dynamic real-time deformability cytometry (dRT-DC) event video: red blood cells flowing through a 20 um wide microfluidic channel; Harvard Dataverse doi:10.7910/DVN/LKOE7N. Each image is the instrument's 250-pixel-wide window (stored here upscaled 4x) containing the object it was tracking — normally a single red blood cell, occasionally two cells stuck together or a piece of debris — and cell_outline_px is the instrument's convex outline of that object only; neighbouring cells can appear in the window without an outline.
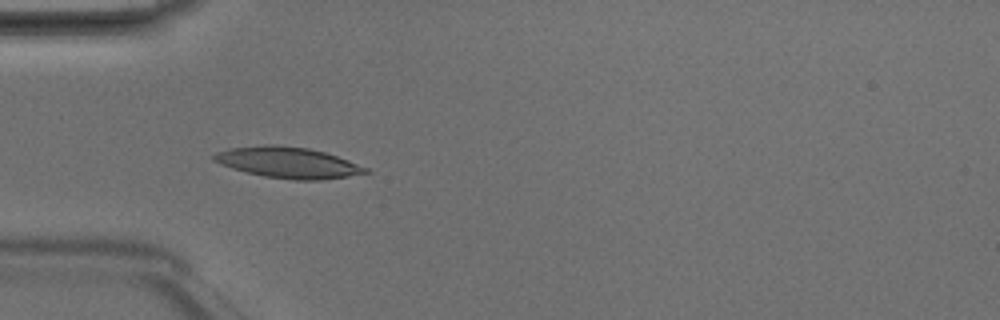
{"species": "Egyptian fruit bat (a non-hibernating species)", "species_latin": "Rousettus aegyptiacus", "temperature_condition": "room temperature", "stored_images_in_passage": 6, "camera_frame_rate_fps": 3000, "um_per_image_px": 0.085, "animal": {"sex": "male"}, "frame": {"image": 1, "passage_image": 4, "time_ms": 1.0, "image_size_px": [1000, 320], "cell_outline_px": [[372, 172], [348, 176], [320, 180], [296, 180], [264, 176], [232, 168], [220, 164], [212, 160], [212, 156], [216, 152], [228, 148], [264, 144], [276, 144], [308, 148], [324, 152], [348, 160], [368, 168]], "centroid_in_image_um": [24.46, 13.81], "position_along_channel_um": 60.5, "area_um2": 27.4}}